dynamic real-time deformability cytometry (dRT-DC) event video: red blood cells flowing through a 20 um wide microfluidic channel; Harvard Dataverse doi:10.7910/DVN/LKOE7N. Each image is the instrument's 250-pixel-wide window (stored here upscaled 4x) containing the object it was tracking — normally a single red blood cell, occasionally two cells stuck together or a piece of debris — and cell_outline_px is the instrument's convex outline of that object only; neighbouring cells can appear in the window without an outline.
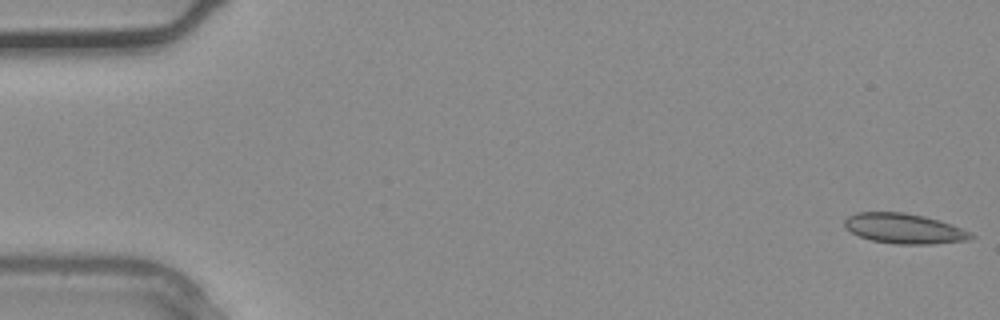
{"species": "common noctule bat (a hibernating species)", "species_latin": "Nyctalus noctula", "temperature_condition": "warm", "stored_images_in_passage": 36, "camera_frame_rate_fps": 3000, "um_per_image_px": 0.085, "animal": {"sex": "male", "body_mass_g": 20.4}, "frame": {"image": 1, "passage_image": 1, "time_ms": 0.0, "image_size_px": [1000, 320], "cell_outline_px": [[976, 236], [968, 240], [932, 244], [896, 244], [872, 240], [860, 236], [844, 228], [844, 220], [848, 216], [856, 212], [904, 212], [924, 216], [940, 220], [952, 224], [972, 232]], "centroid_in_image_um": [76.87, 19.42], "position_along_channel_um": 8.1, "area_um2": 22.31}}
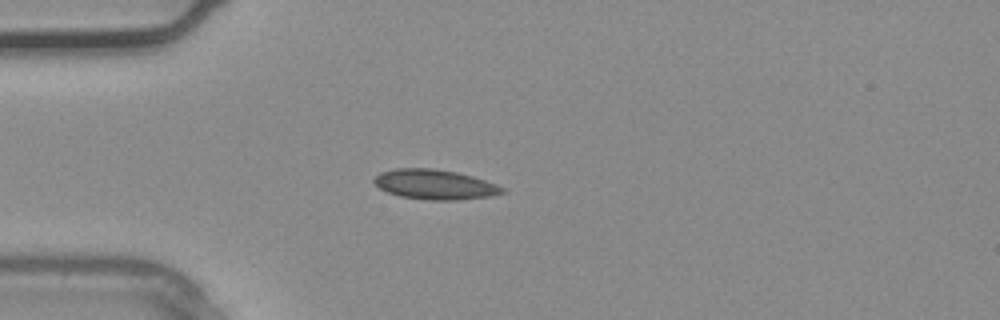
{"frame": {"image": 2, "passage_image": 10, "time_ms": 3.0, "image_size_px": [1000, 320], "cell_outline_px": [[508, 192], [492, 196], [456, 200], [424, 200], [400, 196], [388, 192], [380, 188], [372, 180], [380, 172], [396, 168], [432, 168], [456, 172], [472, 176], [496, 184], [504, 188]], "centroid_in_image_um": [36.97, 15.68], "position_along_channel_um": 48.0, "area_um2": 22.37}}
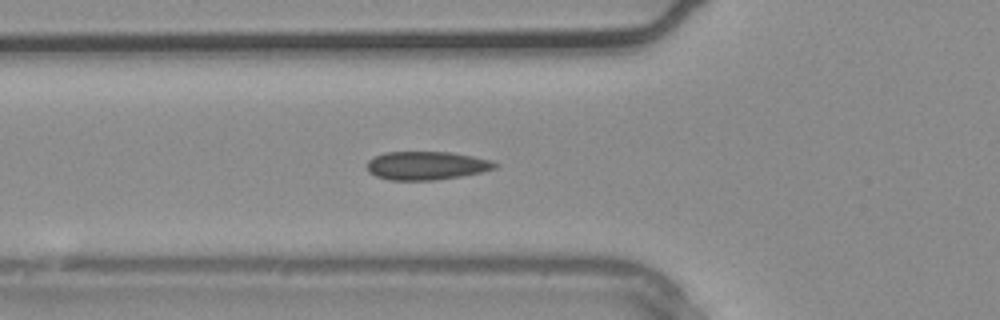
{"frame": {"image": 3, "passage_image": 13, "time_ms": 4.0, "image_size_px": [1000, 320], "cell_outline_px": [[500, 164], [496, 168], [480, 172], [460, 176], [432, 180], [388, 180], [376, 176], [368, 172], [364, 164], [372, 156], [384, 152], [448, 152], [472, 156], [488, 160]], "centroid_in_image_um": [36.16, 14.07], "position_along_channel_um": 89.6, "area_um2": 21.27}}